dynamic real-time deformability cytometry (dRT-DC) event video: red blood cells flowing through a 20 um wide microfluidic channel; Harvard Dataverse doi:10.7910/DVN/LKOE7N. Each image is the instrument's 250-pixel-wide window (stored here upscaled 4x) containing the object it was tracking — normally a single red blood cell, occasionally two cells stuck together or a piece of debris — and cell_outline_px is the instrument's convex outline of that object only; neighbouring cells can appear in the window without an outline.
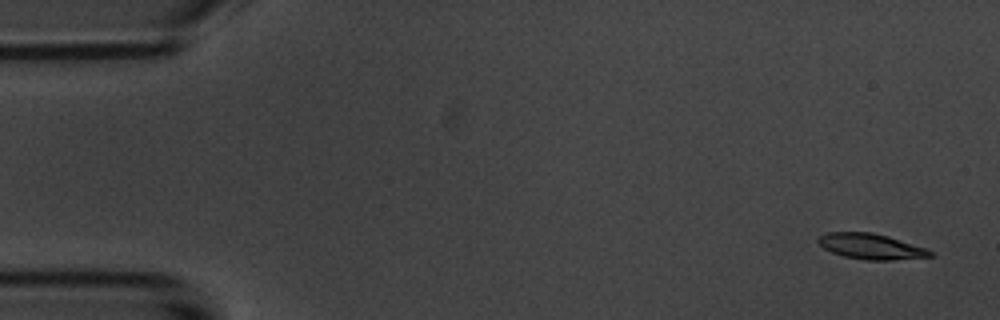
{"species": "common noctule bat (a hibernating species)", "species_latin": "Nyctalus noctula", "temperature_condition": "room temperature", "stored_images_in_passage": 4, "camera_frame_rate_fps": 3000, "um_per_image_px": 0.085, "animal": {"sex": "male", "body_mass_g": 20.1, "forearm_length_mm": 53.5}, "frame": {"image": 1, "passage_image": 1, "time_ms": 0.0, "image_size_px": [1000, 320], "cell_outline_px": [[936, 256], [892, 260], [864, 260], [844, 256], [832, 252], [824, 248], [816, 240], [820, 236], [828, 232], [872, 232], [888, 236], [928, 248]], "centroid_in_image_um": [74.08, 20.95], "position_along_channel_um": 10.9, "area_um2": 16.76}}
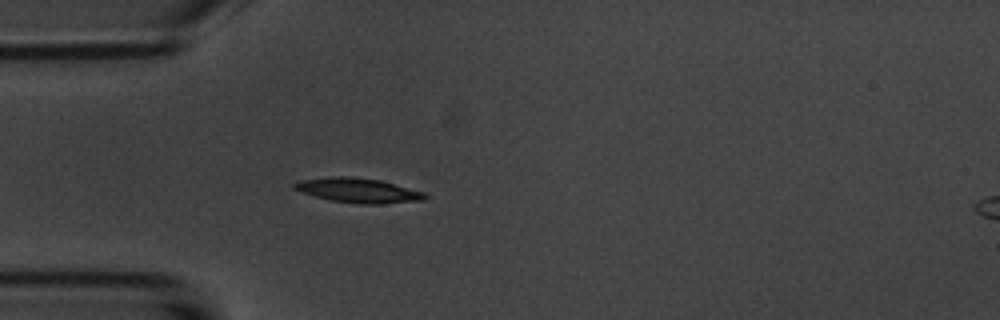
{"frame": {"image": 2, "passage_image": 4, "time_ms": 4.333, "image_size_px": [1000, 320], "cell_outline_px": [[428, 196], [424, 200], [380, 204], [360, 204], [332, 200], [316, 196], [292, 188], [292, 184], [300, 180], [332, 176], [352, 176], [380, 180], [424, 192]], "centroid_in_image_um": [30.46, 16.17], "position_along_channel_um": 54.5, "area_um2": 18.61}}